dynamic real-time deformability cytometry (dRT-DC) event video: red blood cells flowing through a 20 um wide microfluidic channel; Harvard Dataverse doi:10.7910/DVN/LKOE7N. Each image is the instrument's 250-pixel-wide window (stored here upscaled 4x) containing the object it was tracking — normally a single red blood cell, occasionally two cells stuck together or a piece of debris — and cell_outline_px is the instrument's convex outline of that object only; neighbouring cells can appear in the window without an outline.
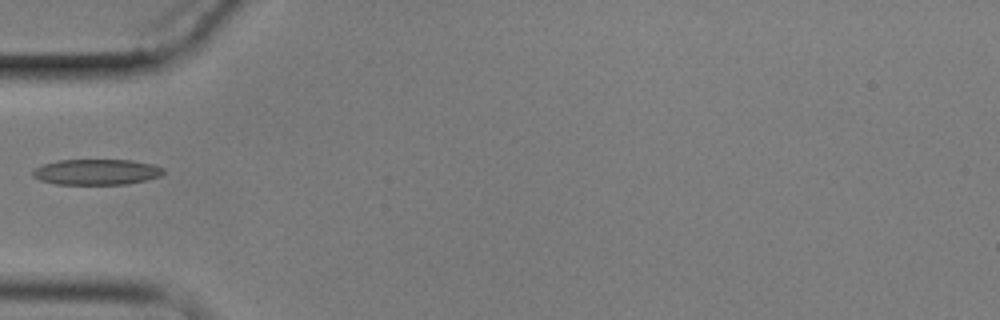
{"species": "common noctule bat (a hibernating species)", "species_latin": "Nyctalus noctula", "temperature_condition": "cold", "stored_images_in_passage": 9, "camera_frame_rate_fps": 3000, "um_per_image_px": 0.085, "animal": {"sex": "male", "body_mass_g": 17.9}, "frame": {"image": 1, "passage_image": 6, "time_ms": 6.0, "image_size_px": [1000, 320], "cell_outline_px": [[164, 172], [160, 176], [144, 180], [124, 184], [56, 184], [40, 180], [32, 176], [32, 172], [36, 168], [44, 164], [56, 160], [132, 160], [152, 164], [164, 168]], "centroid_in_image_um": [8.19, 14.61], "position_along_channel_um": 76.8, "area_um2": 19.42}}
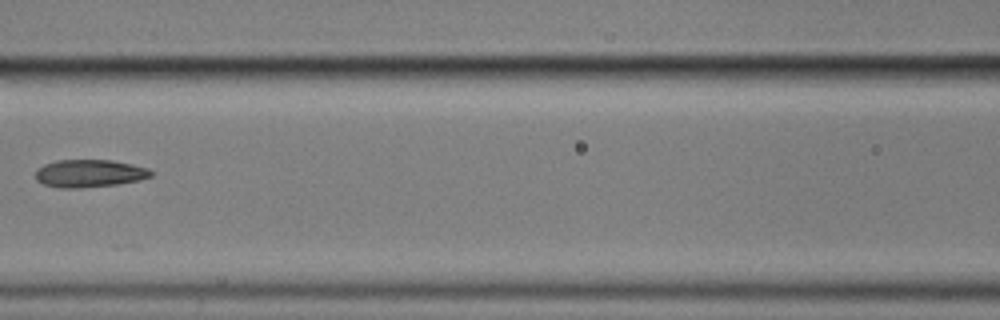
{"frame": {"image": 2, "passage_image": 8, "time_ms": 8.333, "image_size_px": [1000, 320], "cell_outline_px": [[152, 176], [140, 180], [116, 184], [80, 188], [60, 188], [44, 184], [36, 180], [36, 168], [44, 164], [56, 160], [112, 160], [132, 164], [148, 168], [152, 172]], "centroid_in_image_um": [7.58, 14.73], "position_along_channel_um": 159.0, "area_um2": 18.67}}
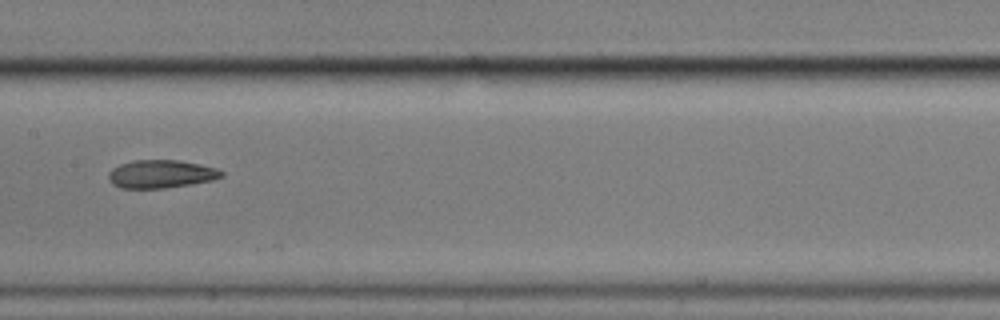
{"frame": {"image": 3, "passage_image": 9, "time_ms": 9.333, "image_size_px": [1000, 320], "cell_outline_px": [[224, 176], [212, 180], [164, 188], [120, 188], [112, 184], [108, 180], [108, 172], [112, 168], [120, 164], [136, 160], [180, 160], [200, 164], [216, 168], [224, 172]], "centroid_in_image_um": [13.66, 14.78], "position_along_channel_um": 193.7, "area_um2": 18.5}}